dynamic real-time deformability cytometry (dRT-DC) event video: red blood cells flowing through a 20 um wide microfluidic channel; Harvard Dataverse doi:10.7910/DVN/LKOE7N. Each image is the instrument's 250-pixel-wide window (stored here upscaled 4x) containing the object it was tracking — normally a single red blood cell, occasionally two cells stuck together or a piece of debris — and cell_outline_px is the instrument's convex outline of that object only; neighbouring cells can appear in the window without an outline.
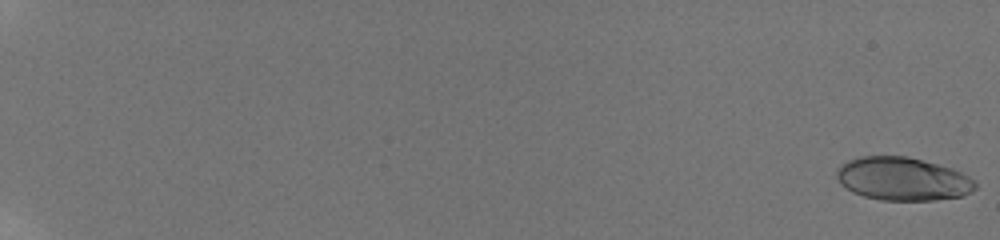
{"species": "human", "species_latin": "Homo sapiens", "temperature_condition": "room temperature", "stored_images_in_passage": 11, "camera_frame_rate_fps": 3000, "um_per_image_px": 0.085, "donor": {"sex": "male"}, "frame": {"image": 1, "passage_image": 1, "time_ms": 0.0, "image_size_px": [1000, 240], "cell_outline_px": [[976, 188], [960, 196], [936, 200], [880, 200], [864, 196], [852, 192], [840, 184], [836, 176], [836, 168], [848, 160], [860, 156], [908, 156], [952, 168], [968, 176], [976, 184]], "centroid_in_image_um": [76.68, 15.2], "position_along_channel_um": 8.3, "area_um2": 34.85}}